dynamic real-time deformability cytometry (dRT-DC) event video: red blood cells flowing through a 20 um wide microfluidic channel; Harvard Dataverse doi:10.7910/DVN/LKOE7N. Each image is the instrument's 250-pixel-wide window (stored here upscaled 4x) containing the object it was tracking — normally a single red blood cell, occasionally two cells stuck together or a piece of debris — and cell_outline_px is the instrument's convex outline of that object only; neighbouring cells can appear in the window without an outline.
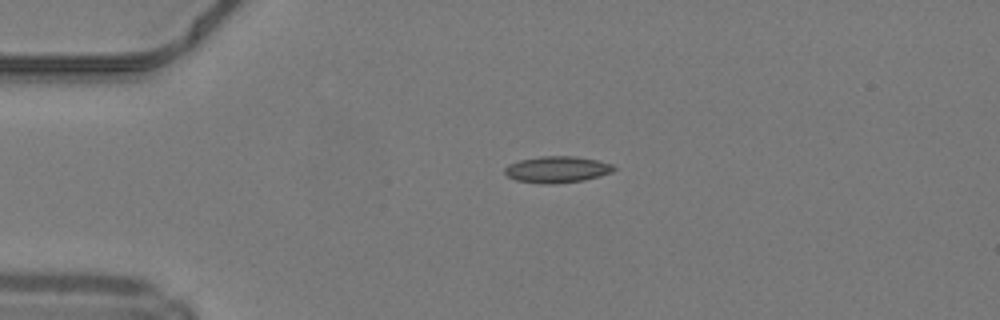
{"species": "common noctule bat (a hibernating species)", "species_latin": "Nyctalus noctula", "temperature_condition": "warm", "stored_images_in_passage": 38, "camera_frame_rate_fps": 3000, "um_per_image_px": 0.085, "animal": {"sex": "male", "body_mass_g": 19.2, "forearm_length_mm": 51.8}, "frame": {"image": 1, "passage_image": 1, "time_ms": 0.0, "image_size_px": [1000, 320], "cell_outline_px": [[616, 168], [612, 172], [600, 176], [584, 180], [556, 184], [540, 184], [516, 180], [508, 176], [504, 172], [504, 168], [508, 164], [520, 160], [540, 156], [576, 156], [596, 160], [612, 164]], "centroid_in_image_um": [47.34, 14.41], "position_along_channel_um": 37.7, "area_um2": 16.94}}
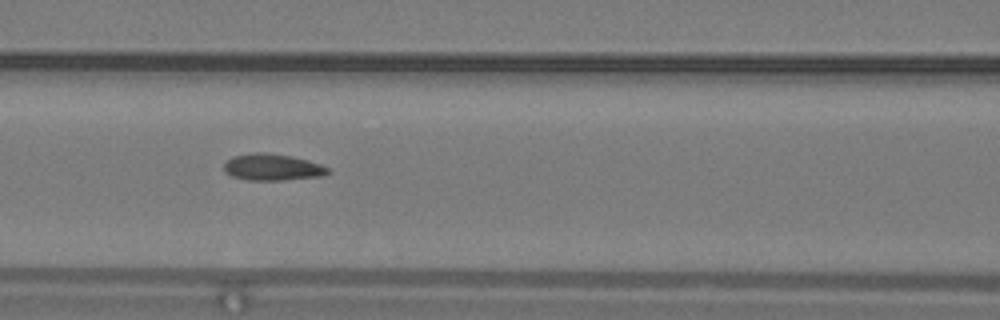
{"frame": {"image": 2, "passage_image": 11, "time_ms": 3.333, "image_size_px": [1000, 320], "cell_outline_px": [[328, 172], [320, 176], [284, 180], [248, 180], [232, 176], [224, 172], [224, 164], [232, 156], [252, 152], [264, 152], [292, 156], [308, 160], [320, 164], [328, 168]], "centroid_in_image_um": [23.11, 14.2], "position_along_channel_um": 143.5, "area_um2": 16.07}}
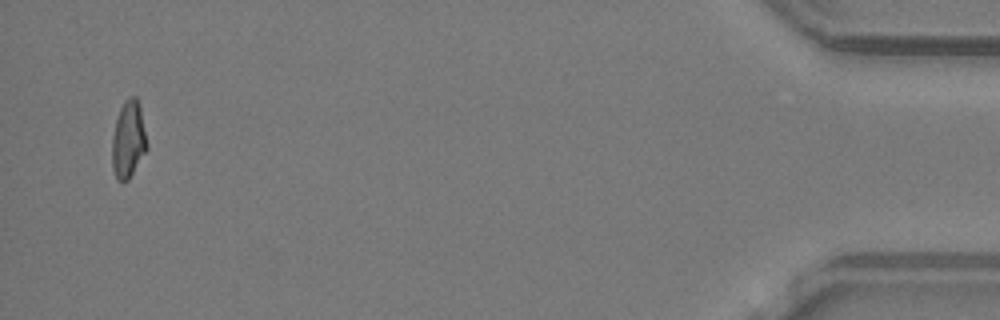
{"frame": {"image": 3, "passage_image": 37, "time_ms": 12.0, "image_size_px": [1000, 320], "cell_outline_px": [[148, 148], [128, 180], [116, 180], [112, 168], [112, 136], [116, 120], [120, 108], [124, 100], [128, 96], [136, 96], [140, 104], [148, 144]], "centroid_in_image_um": [10.92, 11.83], "position_along_channel_um": 424.3, "area_um2": 15.9}, "authors_computed_cell_mechanics": {"area_um2": 15.8083, "velocity_mm_per_s": 4.2404, "shape_relaxation_time_tau1_ms": 6.7601, "shape_relaxation_time_tau2_ms": 2.5464, "deformation_change_tau1": 0.1579, "deformation_change_tau2": 0.0786}}